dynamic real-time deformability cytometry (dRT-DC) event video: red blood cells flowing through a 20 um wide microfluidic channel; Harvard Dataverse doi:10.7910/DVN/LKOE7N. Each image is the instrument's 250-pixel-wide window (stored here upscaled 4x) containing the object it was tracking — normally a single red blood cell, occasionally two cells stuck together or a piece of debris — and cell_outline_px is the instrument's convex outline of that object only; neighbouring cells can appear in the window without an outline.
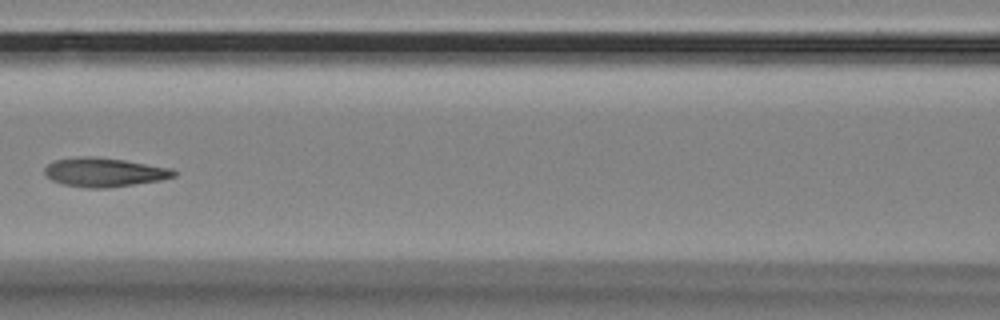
{"species": "Egyptian fruit bat (a non-hibernating species)", "species_latin": "Rousettus aegyptiacus", "temperature_condition": "room temperature", "stored_images_in_passage": 11, "camera_frame_rate_fps": 3000, "um_per_image_px": 0.085, "animal": {"sex": "female"}, "frame": {"image": 1, "passage_image": 7, "time_ms": 2.0, "image_size_px": [1000, 320], "cell_outline_px": [[176, 176], [160, 180], [104, 188], [88, 188], [60, 184], [52, 180], [44, 172], [44, 168], [48, 164], [56, 160], [80, 156], [96, 156], [124, 160], [172, 168], [176, 172]], "centroid_in_image_um": [8.84, 14.63], "position_along_channel_um": 157.8, "area_um2": 21.73}}
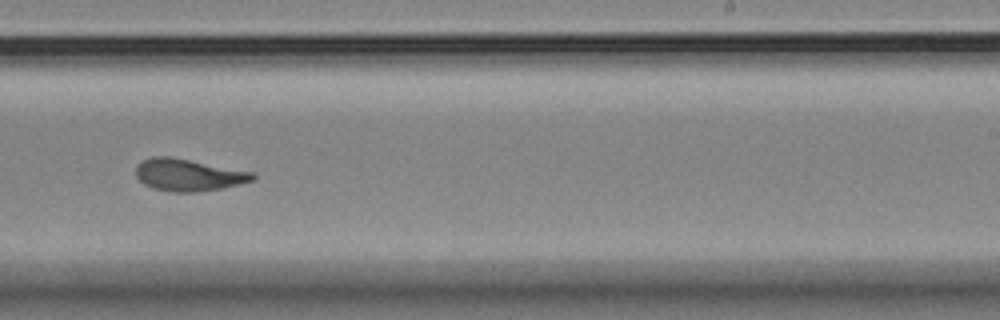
{"frame": {"image": 2, "passage_image": 10, "time_ms": 3.0, "image_size_px": [1000, 320], "cell_outline_px": [[256, 180], [224, 188], [196, 192], [172, 192], [152, 188], [144, 184], [136, 176], [136, 164], [152, 156], [168, 156], [256, 172]], "centroid_in_image_um": [16.05, 14.87], "position_along_channel_um": 272.9, "area_um2": 22.08}}
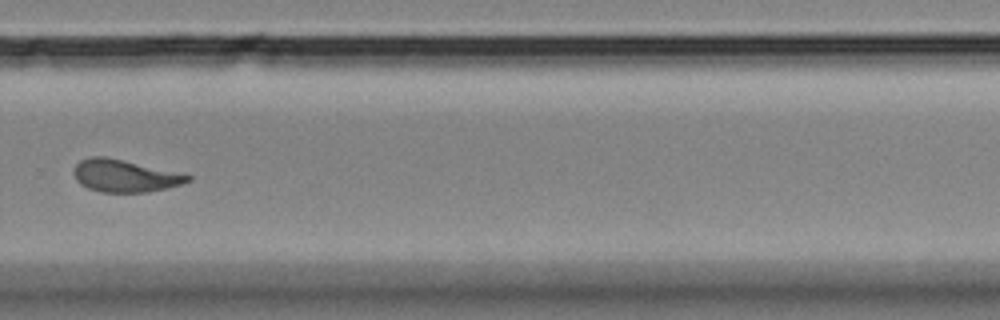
{"frame": {"image": 3, "passage_image": 11, "time_ms": 3.333, "image_size_px": [1000, 320], "cell_outline_px": [[192, 180], [184, 184], [168, 188], [148, 192], [100, 192], [88, 188], [80, 184], [76, 180], [72, 172], [76, 164], [80, 160], [88, 156], [104, 156], [192, 176]], "centroid_in_image_um": [10.56, 14.96], "position_along_channel_um": 319.2, "area_um2": 21.39}}